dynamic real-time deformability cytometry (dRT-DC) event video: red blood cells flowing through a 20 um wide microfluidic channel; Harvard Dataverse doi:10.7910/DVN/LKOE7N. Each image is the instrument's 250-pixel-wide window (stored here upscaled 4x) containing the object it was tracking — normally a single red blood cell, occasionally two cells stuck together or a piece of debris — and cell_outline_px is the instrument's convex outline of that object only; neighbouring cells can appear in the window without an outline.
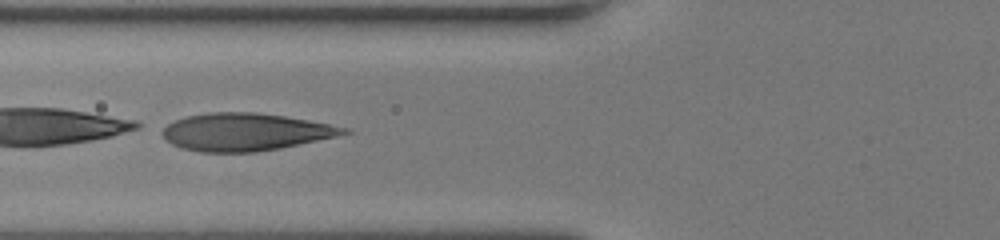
{"species": "human", "species_latin": "Homo sapiens", "temperature_condition": "room temperature", "stored_images_in_passage": 49, "camera_frame_rate_fps": 3000, "um_per_image_px": 0.085, "donor": {"sex": "female"}, "frame": {"image": 1, "passage_image": 21, "time_ms": 6.667, "image_size_px": [1000, 240], "cell_outline_px": [[352, 132], [336, 136], [280, 148], [256, 152], [200, 152], [180, 148], [172, 144], [160, 132], [168, 124], [176, 120], [188, 116], [208, 112], [256, 112], [284, 116], [308, 120], [348, 128]], "centroid_in_image_um": [20.83, 11.22], "position_along_channel_um": 105.0, "area_um2": 39.42}}
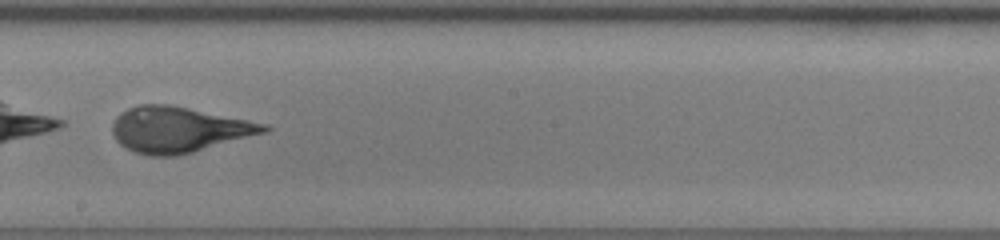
{"frame": {"image": 2, "passage_image": 30, "time_ms": 9.667, "image_size_px": [1000, 240], "cell_outline_px": [[272, 128], [264, 132], [192, 152], [176, 156], [148, 156], [124, 148], [116, 140], [112, 132], [112, 124], [116, 116], [120, 112], [128, 108], [140, 104], [168, 104], [268, 124]], "centroid_in_image_um": [15.12, 11.01], "position_along_channel_um": 233.1, "area_um2": 40.0}}
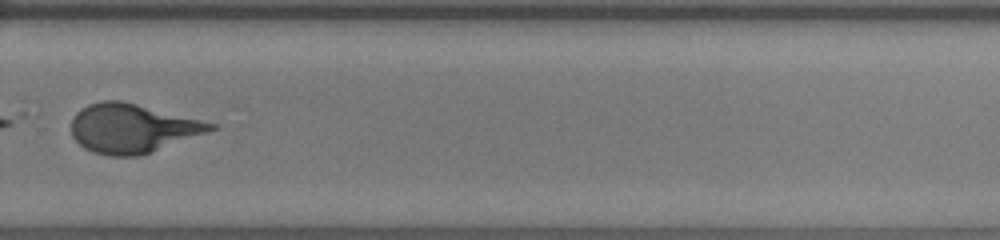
{"frame": {"image": 3, "passage_image": 36, "time_ms": 11.667, "image_size_px": [1000, 240], "cell_outline_px": [[220, 128], [136, 156], [108, 156], [92, 152], [84, 148], [72, 136], [72, 116], [80, 108], [88, 104], [100, 100], [120, 100], [216, 124]], "centroid_in_image_um": [11.19, 10.9], "position_along_channel_um": 318.6, "area_um2": 39.3}}